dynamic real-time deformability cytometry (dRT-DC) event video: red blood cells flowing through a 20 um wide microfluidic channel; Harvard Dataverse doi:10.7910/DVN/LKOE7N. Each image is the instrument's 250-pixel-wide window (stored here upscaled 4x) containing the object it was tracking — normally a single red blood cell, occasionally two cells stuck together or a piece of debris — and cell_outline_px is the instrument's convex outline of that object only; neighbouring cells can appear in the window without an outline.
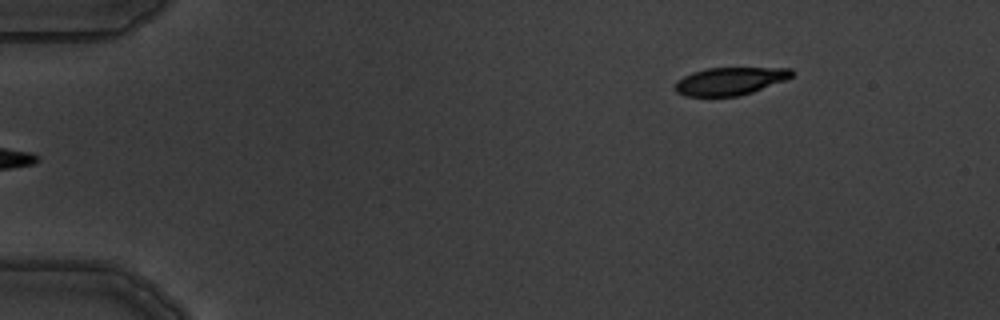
{"species": "common noctule bat (a hibernating species)", "species_latin": "Nyctalus noctula", "temperature_condition": "warm", "stored_images_in_passage": 5, "camera_frame_rate_fps": 3000, "um_per_image_px": 0.085, "animal": {"sex": "male", "body_mass_g": 19.5, "forearm_length_mm": 54.6}, "frame": {"image": 1, "passage_image": 5, "time_ms": 4.667, "image_size_px": [1000, 320], "cell_outline_px": [[792, 76], [784, 80], [752, 92], [736, 96], [684, 96], [676, 92], [676, 80], [692, 72], [708, 68], [792, 68]], "centroid_in_image_um": [62.01, 6.89], "position_along_channel_um": 23.0, "area_um2": 18.61}}